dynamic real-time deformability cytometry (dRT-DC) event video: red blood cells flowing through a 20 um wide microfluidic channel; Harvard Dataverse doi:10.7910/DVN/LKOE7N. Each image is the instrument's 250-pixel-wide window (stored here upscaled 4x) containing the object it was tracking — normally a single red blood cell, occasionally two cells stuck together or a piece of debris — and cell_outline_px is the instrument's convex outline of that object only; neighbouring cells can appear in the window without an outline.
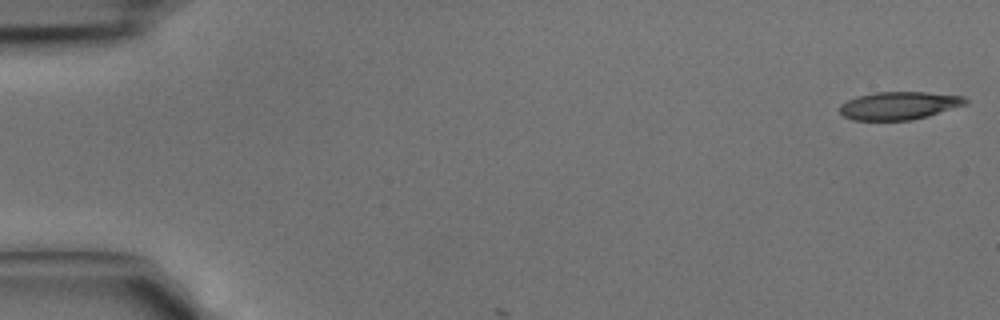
{"species": "common noctule bat (a hibernating species)", "species_latin": "Nyctalus noctula", "temperature_condition": "cold", "stored_images_in_passage": 4, "camera_frame_rate_fps": 3000, "um_per_image_px": 0.085, "animal": {"sex": "male", "body_mass_g": 15.6}, "frame": {"image": 1, "passage_image": 1, "time_ms": 0.0, "image_size_px": [1000, 320], "cell_outline_px": [[968, 104], [928, 116], [912, 120], [852, 120], [844, 116], [840, 112], [840, 104], [856, 96], [876, 92], [924, 92], [964, 96], [968, 100]], "centroid_in_image_um": [76.43, 8.97], "position_along_channel_um": 8.6, "area_um2": 20.52}}